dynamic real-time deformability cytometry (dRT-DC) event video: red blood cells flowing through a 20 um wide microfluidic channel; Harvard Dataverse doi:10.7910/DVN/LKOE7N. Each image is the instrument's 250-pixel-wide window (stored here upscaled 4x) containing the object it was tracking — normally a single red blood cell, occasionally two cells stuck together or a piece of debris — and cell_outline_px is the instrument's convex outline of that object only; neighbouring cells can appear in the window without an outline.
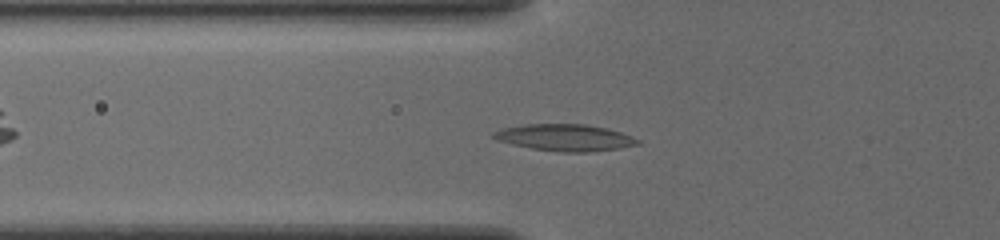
{"species": "common noctule bat (a hibernating species)", "species_latin": "Nyctalus noctula", "temperature_condition": "cold", "stored_images_in_passage": 45, "camera_frame_rate_fps": 3000, "um_per_image_px": 0.085, "animal": {"sex": "female", "body_mass_g": 19.5, "forearm_length_mm": 54.1}, "frame": {"image": 1, "passage_image": 11, "time_ms": 3.333, "image_size_px": [1000, 240], "cell_outline_px": [[640, 144], [620, 148], [592, 152], [560, 152], [532, 148], [512, 144], [496, 140], [492, 136], [492, 132], [504, 128], [524, 124], [584, 124], [608, 128], [632, 136], [640, 140]], "centroid_in_image_um": [48.04, 11.69], "position_along_channel_um": 77.8, "area_um2": 22.48}}
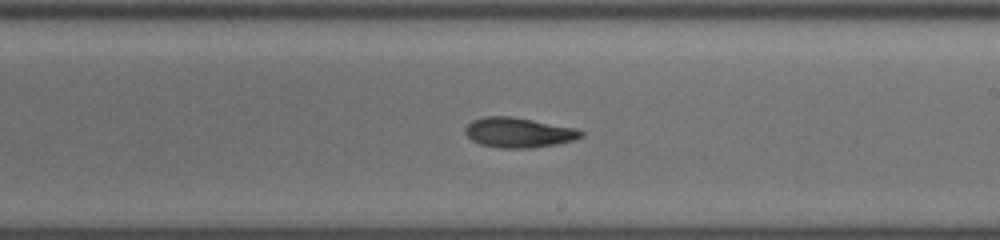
{"frame": {"image": 2, "passage_image": 24, "time_ms": 7.667, "image_size_px": [1000, 240], "cell_outline_px": [[584, 136], [572, 140], [556, 144], [532, 148], [496, 148], [480, 144], [472, 140], [464, 132], [464, 128], [472, 120], [484, 116], [512, 116], [576, 128], [584, 132]], "centroid_in_image_um": [44.06, 11.26], "position_along_channel_um": 244.9, "area_um2": 20.35}}
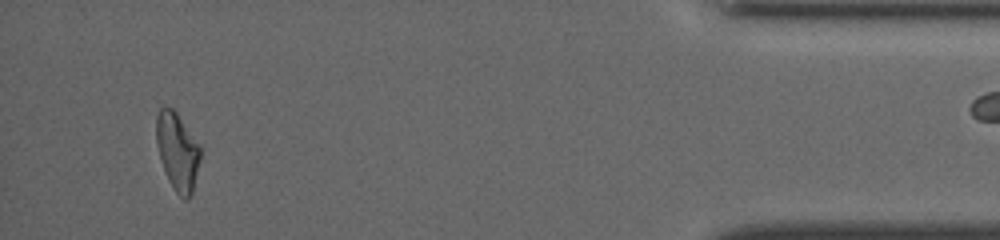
{"frame": {"image": 3, "passage_image": 42, "time_ms": 13.667, "image_size_px": [1000, 240], "cell_outline_px": [[200, 160], [192, 192], [188, 200], [184, 200], [176, 192], [168, 180], [160, 160], [156, 144], [156, 116], [160, 108], [172, 108], [176, 112], [200, 148]], "centroid_in_image_um": [15.05, 12.91], "position_along_channel_um": 420.1, "area_um2": 19.59}, "authors_computed_cell_mechanics": {"area_um2": 20.3456, "velocity_mm_per_s": 3.8737, "shape_relaxation_time_tau1_ms": 6.9259, "shape_relaxation_time_tau2_ms": 3.5797, "deformation_change_tau1": 0.17, "deformation_change_tau2": 0.1111}}